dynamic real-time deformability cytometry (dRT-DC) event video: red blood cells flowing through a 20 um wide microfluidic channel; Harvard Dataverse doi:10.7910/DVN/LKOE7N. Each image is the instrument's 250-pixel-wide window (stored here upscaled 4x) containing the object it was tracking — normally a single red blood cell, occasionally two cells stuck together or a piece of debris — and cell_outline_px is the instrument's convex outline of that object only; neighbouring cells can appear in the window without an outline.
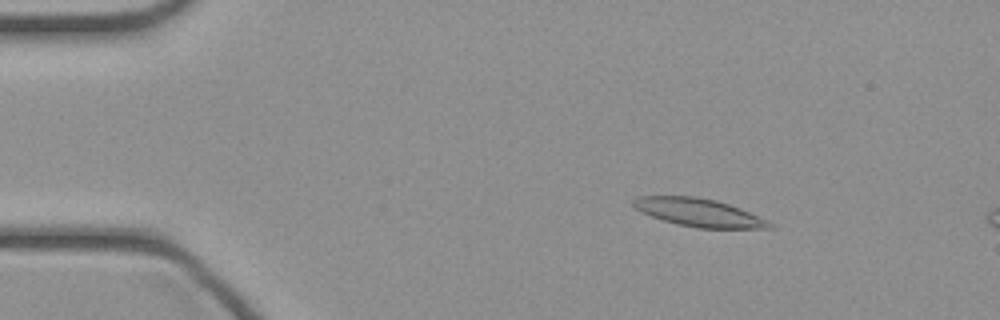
{"species": "common noctule bat (a hibernating species)", "species_latin": "Nyctalus noctula", "temperature_condition": "cold", "stored_images_in_passage": 12, "camera_frame_rate_fps": 3000, "um_per_image_px": 0.085, "animal": {"sex": "female", "body_mass_g": 21.9}, "frame": {"image": 1, "passage_image": 6, "time_ms": 1.667, "image_size_px": [1000, 320], "cell_outline_px": [[776, 228], [696, 228], [676, 224], [640, 212], [632, 204], [632, 200], [636, 196], [696, 196], [716, 200], [740, 208], [768, 220], [776, 224]], "centroid_in_image_um": [59.42, 18.07], "position_along_channel_um": 25.6, "area_um2": 22.37}}